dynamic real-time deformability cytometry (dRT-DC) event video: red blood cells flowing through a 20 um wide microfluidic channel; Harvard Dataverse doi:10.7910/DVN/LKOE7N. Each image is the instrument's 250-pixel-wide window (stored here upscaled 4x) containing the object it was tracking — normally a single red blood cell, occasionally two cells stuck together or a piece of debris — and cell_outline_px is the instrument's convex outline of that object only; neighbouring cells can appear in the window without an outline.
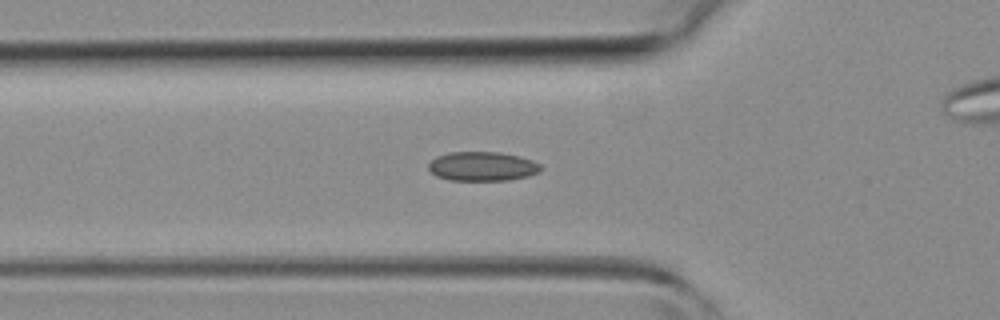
{"species": "common noctule bat (a hibernating species)", "species_latin": "Nyctalus noctula", "temperature_condition": "room temperature", "stored_images_in_passage": 44, "camera_frame_rate_fps": 3000, "um_per_image_px": 0.085, "animal": {"sex": "female", "body_mass_g": 19.3, "forearm_length_mm": 54.1}, "frame": {"image": 1, "passage_image": 15, "time_ms": 4.667, "image_size_px": [1000, 320], "cell_outline_px": [[540, 172], [528, 176], [508, 180], [448, 180], [436, 176], [428, 168], [428, 164], [436, 156], [448, 152], [500, 152], [520, 156], [532, 160], [540, 164]], "centroid_in_image_um": [40.99, 14.13], "position_along_channel_um": 84.8, "area_um2": 19.19}}
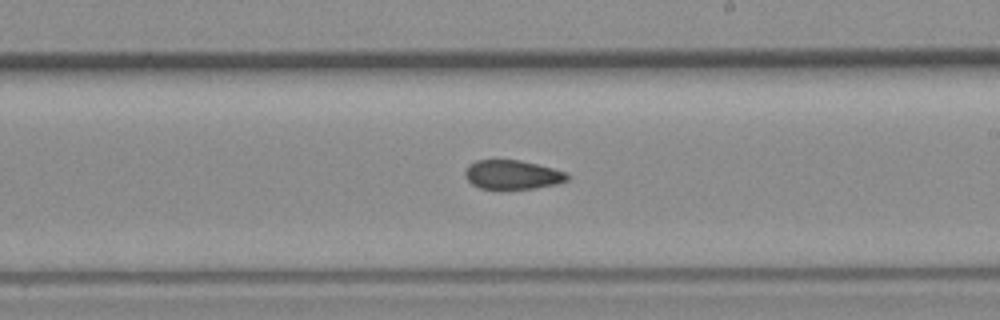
{"frame": {"image": 2, "passage_image": 25, "time_ms": 8.0, "image_size_px": [1000, 320], "cell_outline_px": [[568, 180], [556, 184], [536, 188], [480, 188], [472, 184], [464, 176], [464, 172], [468, 164], [476, 160], [520, 160], [568, 172]], "centroid_in_image_um": [43.54, 14.84], "position_along_channel_um": 245.5, "area_um2": 17.22}}
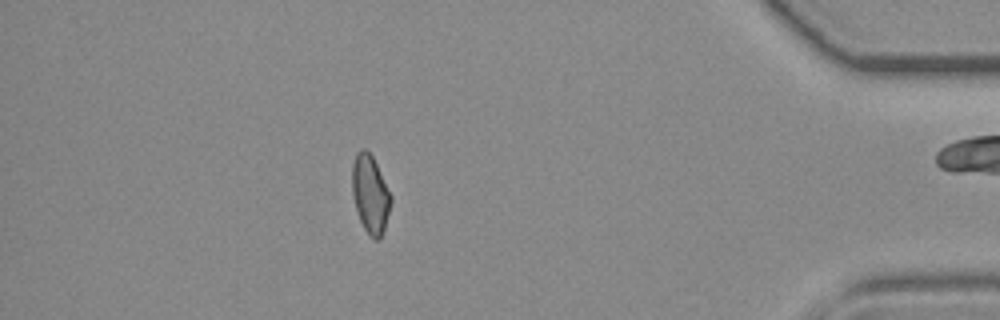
{"frame": {"image": 3, "passage_image": 38, "time_ms": 12.333, "image_size_px": [1000, 320], "cell_outline_px": [[392, 200], [384, 232], [380, 240], [376, 240], [364, 228], [360, 220], [356, 208], [352, 192], [352, 164], [356, 152], [360, 148], [364, 148], [372, 156], [392, 196]], "centroid_in_image_um": [31.48, 16.49], "position_along_channel_um": 403.7, "area_um2": 17.57}}